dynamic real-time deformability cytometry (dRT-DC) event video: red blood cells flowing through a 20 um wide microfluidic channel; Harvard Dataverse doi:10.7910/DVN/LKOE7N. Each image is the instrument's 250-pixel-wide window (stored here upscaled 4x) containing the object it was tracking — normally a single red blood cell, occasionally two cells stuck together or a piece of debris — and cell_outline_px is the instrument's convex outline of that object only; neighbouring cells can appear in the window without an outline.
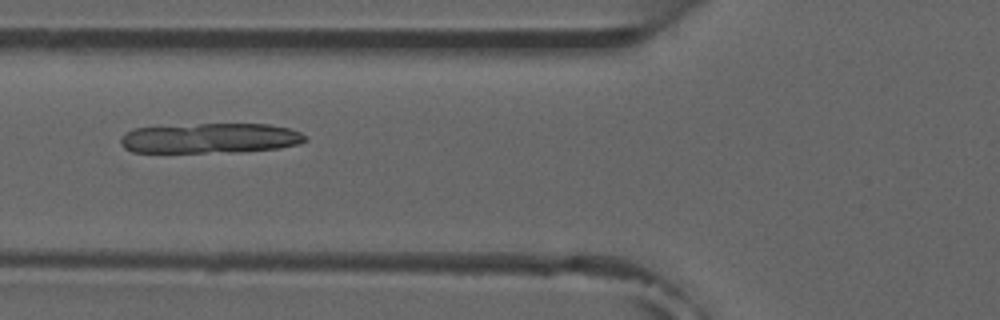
{"species": "common noctule bat (a hibernating species)", "species_latin": "Nyctalus noctula", "temperature_condition": "room temperature", "stored_images_in_passage": 2, "camera_frame_rate_fps": 3000, "um_per_image_px": 0.085, "animal": {"sex": "male", "forearm_length_mm": 52.5}, "frame": {"image": 1, "passage_image": 2, "time_ms": 1.0, "image_size_px": [1000, 320], "cell_outline_px": [[308, 140], [300, 144], [280, 148], [236, 152], [132, 152], [124, 148], [120, 144], [120, 140], [124, 132], [132, 128], [200, 124], [268, 124], [288, 128], [300, 132], [308, 136]], "centroid_in_image_um": [17.88, 11.75], "position_along_channel_um": 107.9, "area_um2": 32.6}}